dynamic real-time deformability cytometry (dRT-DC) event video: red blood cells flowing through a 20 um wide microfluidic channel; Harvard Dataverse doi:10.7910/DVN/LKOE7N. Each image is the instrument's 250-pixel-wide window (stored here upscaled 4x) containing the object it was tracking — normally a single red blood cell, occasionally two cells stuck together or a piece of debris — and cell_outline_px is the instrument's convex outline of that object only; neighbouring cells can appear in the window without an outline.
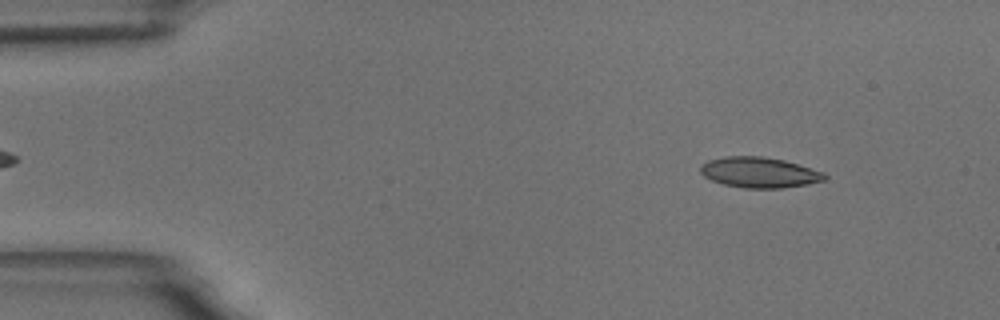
{"species": "common noctule bat (a hibernating species)", "species_latin": "Nyctalus noctula", "temperature_condition": "room temperature", "stored_images_in_passage": 56, "camera_frame_rate_fps": 3000, "um_per_image_px": 0.085, "animal": {"sex": "male", "body_mass_g": 18.8}, "frame": {"image": 1, "passage_image": 6, "time_ms": 1.667, "image_size_px": [1000, 320], "cell_outline_px": [[828, 176], [824, 180], [808, 184], [780, 188], [744, 188], [724, 184], [712, 180], [704, 176], [700, 172], [700, 164], [708, 160], [724, 156], [764, 156], [784, 160], [824, 172]], "centroid_in_image_um": [64.53, 14.65], "position_along_channel_um": 20.5, "area_um2": 22.14}}
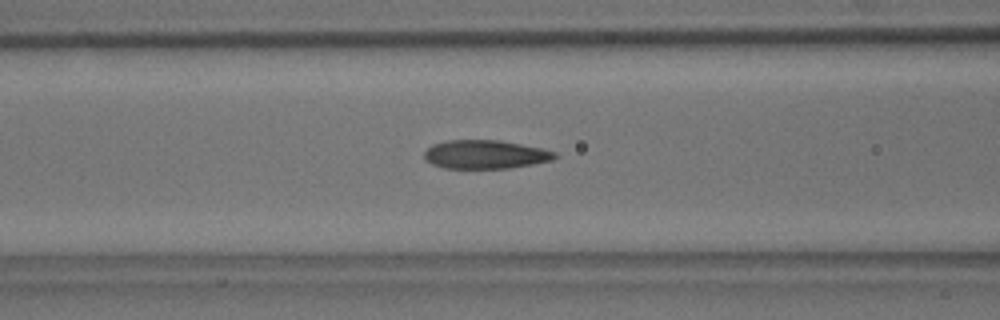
{"frame": {"image": 2, "passage_image": 22, "time_ms": 7.0, "image_size_px": [1000, 320], "cell_outline_px": [[560, 156], [552, 160], [532, 164], [508, 168], [444, 168], [432, 164], [424, 160], [424, 152], [432, 144], [448, 140], [500, 140], [540, 148], [556, 152]], "centroid_in_image_um": [41.23, 13.12], "position_along_channel_um": 125.4, "area_um2": 21.79}}
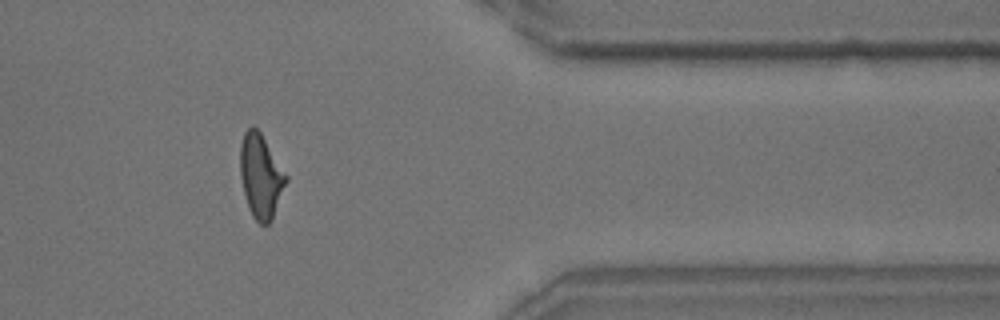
{"frame": {"image": 3, "passage_image": 46, "time_ms": 15.0, "image_size_px": [1000, 320], "cell_outline_px": [[288, 180], [272, 220], [268, 224], [260, 224], [252, 216], [248, 208], [240, 176], [240, 144], [244, 132], [252, 124], [260, 132], [288, 176]], "centroid_in_image_um": [22.17, 14.97], "position_along_channel_um": 389.2, "area_um2": 22.48}, "authors_computed_cell_mechanics": {"area_um2": 21.9351, "velocity_mm_per_s": 3.5418, "shape_relaxation_time_tau1_ms": 4.2549, "shape_relaxation_time_tau2_ms": 1.5584, "deformation_change_tau1": 0.1666, "deformation_change_tau2": 0.0831}}